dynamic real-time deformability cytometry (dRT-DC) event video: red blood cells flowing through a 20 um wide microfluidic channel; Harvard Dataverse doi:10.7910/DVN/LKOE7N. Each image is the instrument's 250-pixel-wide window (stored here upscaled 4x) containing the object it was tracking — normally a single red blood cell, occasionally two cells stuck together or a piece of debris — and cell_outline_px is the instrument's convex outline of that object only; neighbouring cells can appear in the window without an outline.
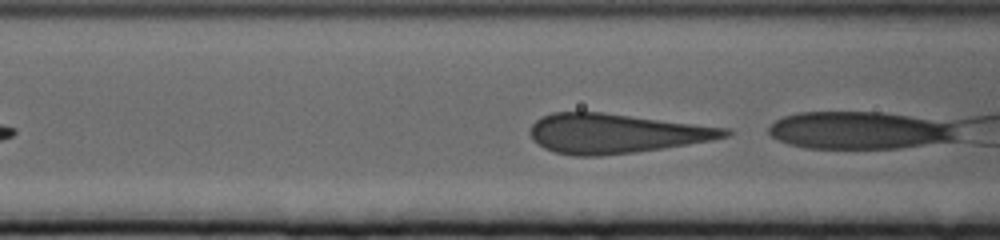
{"species": "human", "species_latin": "Homo sapiens", "temperature_condition": "cold", "stored_images_in_passage": 6, "camera_frame_rate_fps": 3000, "um_per_image_px": 0.085, "donor": {"sex": "female"}, "frame": {"image": 1, "passage_image": 3, "time_ms": 0.667, "image_size_px": [1000, 240], "cell_outline_px": [[732, 132], [728, 136], [712, 140], [688, 144], [632, 152], [600, 156], [576, 156], [556, 152], [544, 148], [532, 140], [528, 132], [532, 124], [536, 120], [552, 112], [600, 112], [728, 128]], "centroid_in_image_um": [52.28, 11.34], "position_along_channel_um": 114.3, "area_um2": 44.45}}